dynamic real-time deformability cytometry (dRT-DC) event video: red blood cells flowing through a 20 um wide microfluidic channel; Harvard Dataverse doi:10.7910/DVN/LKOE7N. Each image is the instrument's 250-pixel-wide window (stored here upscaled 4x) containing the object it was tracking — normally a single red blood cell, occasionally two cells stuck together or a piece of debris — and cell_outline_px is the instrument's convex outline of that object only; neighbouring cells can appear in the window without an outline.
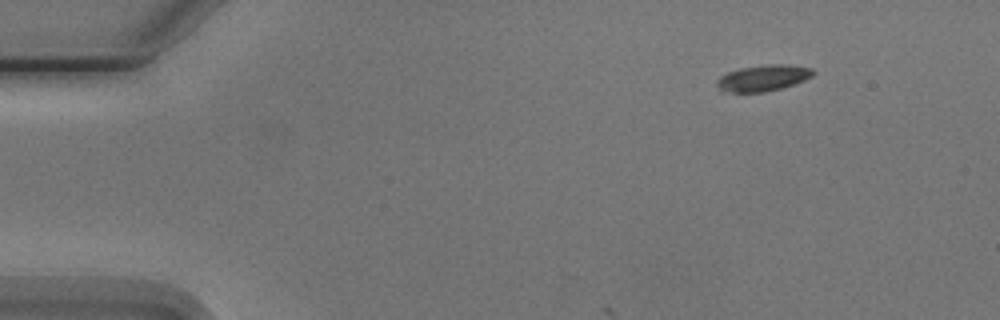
{"species": "Egyptian fruit bat (a non-hibernating species)", "species_latin": "Rousettus aegyptiacus", "temperature_condition": "cold", "stored_images_in_passage": 5, "camera_frame_rate_fps": 3000, "um_per_image_px": 0.085, "animal": {"sex": "male"}, "frame": {"image": 1, "passage_image": 1, "time_ms": 0.0, "image_size_px": [1000, 320], "cell_outline_px": [[816, 72], [812, 76], [804, 80], [780, 88], [764, 92], [720, 92], [716, 84], [716, 80], [720, 76], [728, 72], [740, 68], [768, 64], [788, 64], [812, 68]], "centroid_in_image_um": [64.83, 6.63], "position_along_channel_um": 20.2, "area_um2": 14.74}}